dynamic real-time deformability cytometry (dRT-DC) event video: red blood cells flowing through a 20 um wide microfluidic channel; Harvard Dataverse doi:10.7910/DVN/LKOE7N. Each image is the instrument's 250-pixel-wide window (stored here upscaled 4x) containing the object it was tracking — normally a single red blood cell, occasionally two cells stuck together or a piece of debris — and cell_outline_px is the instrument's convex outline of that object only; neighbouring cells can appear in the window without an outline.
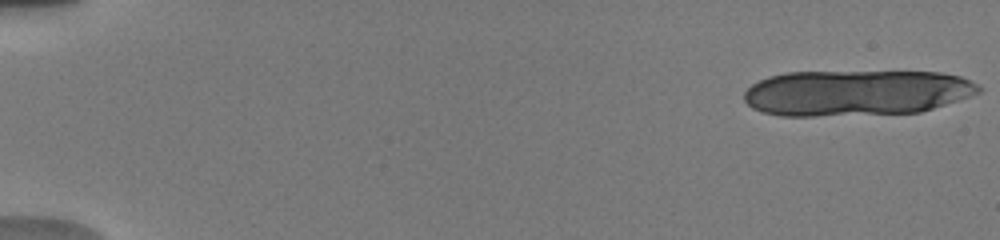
{"species": "human", "species_latin": "Homo sapiens", "temperature_condition": "warm", "stored_images_in_passage": 5, "camera_frame_rate_fps": 3000, "um_per_image_px": 0.085, "donor": {"sex": "male"}, "frame": {"image": 1, "passage_image": 1, "time_ms": 0.0, "image_size_px": [1000, 240], "cell_outline_px": [[984, 88], [980, 92], [920, 112], [816, 116], [780, 116], [764, 112], [752, 108], [744, 100], [744, 92], [752, 84], [768, 76], [784, 72], [940, 72], [960, 76]], "centroid_in_image_um": [72.73, 7.88], "position_along_channel_um": 12.3, "area_um2": 62.42}}